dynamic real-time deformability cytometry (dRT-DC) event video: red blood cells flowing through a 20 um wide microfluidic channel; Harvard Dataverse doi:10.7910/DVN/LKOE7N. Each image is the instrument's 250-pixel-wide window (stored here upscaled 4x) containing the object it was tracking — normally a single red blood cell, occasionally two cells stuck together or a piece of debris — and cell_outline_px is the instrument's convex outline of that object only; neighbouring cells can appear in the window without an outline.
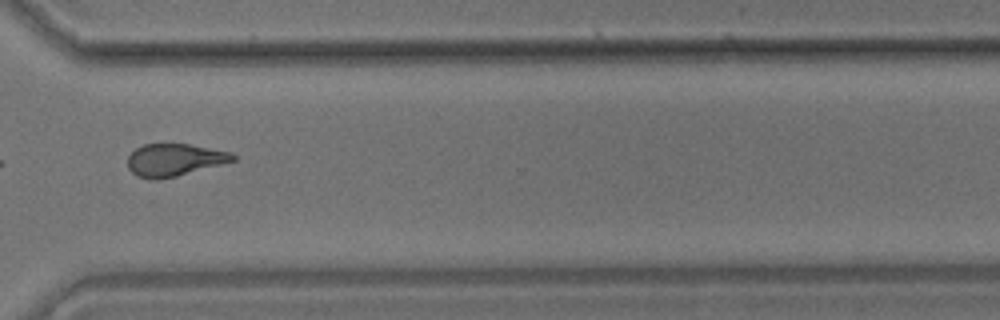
{"species": "common noctule bat (a hibernating species)", "species_latin": "Nyctalus noctula", "temperature_condition": "room temperature", "stored_images_in_passage": 11, "camera_frame_rate_fps": 3000, "um_per_image_px": 0.085, "animal": {"sex": "male", "body_mass_g": 17.9}, "frame": {"image": 1, "passage_image": 9, "time_ms": 2.667, "image_size_px": [1000, 320], "cell_outline_px": [[236, 160], [176, 176], [160, 180], [152, 180], [136, 176], [128, 168], [128, 156], [136, 148], [144, 144], [188, 144], [232, 152], [236, 156]], "centroid_in_image_um": [14.8, 13.6], "position_along_channel_um": 355.8, "area_um2": 19.83}}